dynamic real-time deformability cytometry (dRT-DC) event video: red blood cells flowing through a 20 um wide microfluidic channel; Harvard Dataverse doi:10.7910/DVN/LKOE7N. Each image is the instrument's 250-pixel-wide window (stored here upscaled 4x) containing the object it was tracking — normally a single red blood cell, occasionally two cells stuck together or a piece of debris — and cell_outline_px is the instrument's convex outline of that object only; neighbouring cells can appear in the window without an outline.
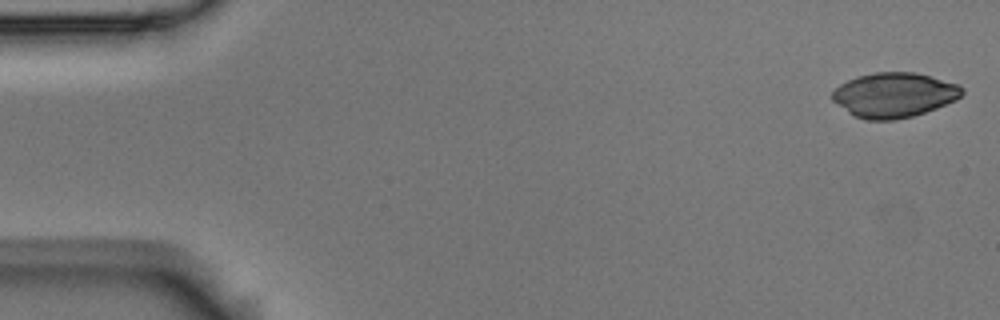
{"species": "Egyptian fruit bat (a non-hibernating species)", "species_latin": "Rousettus aegyptiacus", "temperature_condition": "room temperature", "stored_images_in_passage": 5, "camera_frame_rate_fps": 3000, "um_per_image_px": 0.085, "animal": {"sex": "male"}, "frame": {"image": 1, "passage_image": 1, "time_ms": 0.0, "image_size_px": [1000, 320], "cell_outline_px": [[964, 92], [956, 100], [936, 108], [912, 116], [892, 120], [864, 120], [848, 112], [832, 100], [832, 92], [840, 84], [856, 76], [876, 72], [916, 72], [960, 84], [964, 88]], "centroid_in_image_um": [76.02, 8.06], "position_along_channel_um": 9.0, "area_um2": 33.87}}